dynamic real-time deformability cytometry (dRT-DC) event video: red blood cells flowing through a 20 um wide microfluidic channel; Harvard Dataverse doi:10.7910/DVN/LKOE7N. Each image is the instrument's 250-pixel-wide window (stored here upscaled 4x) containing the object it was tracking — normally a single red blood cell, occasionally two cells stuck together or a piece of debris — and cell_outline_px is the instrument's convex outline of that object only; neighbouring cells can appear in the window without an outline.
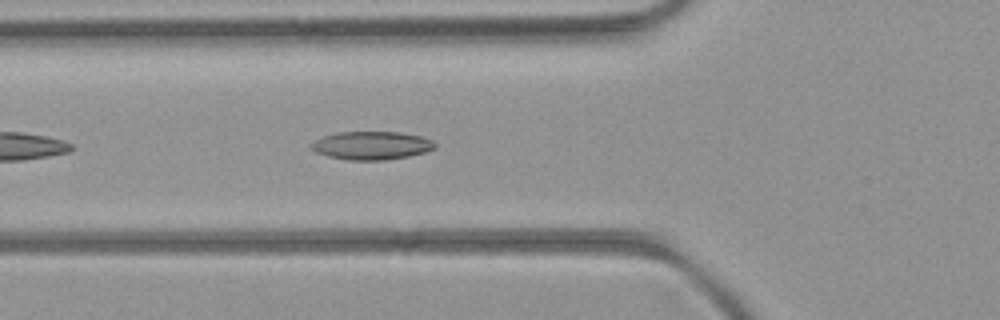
{"species": "common noctule bat (a hibernating species)", "species_latin": "Nyctalus noctula", "temperature_condition": "room temperature", "stored_images_in_passage": 15, "camera_frame_rate_fps": 3000, "um_per_image_px": 0.085, "animal": {"sex": "female", "body_mass_g": 21.9}, "frame": {"image": 1, "passage_image": 5, "time_ms": 1.333, "image_size_px": [1000, 320], "cell_outline_px": [[436, 148], [424, 152], [408, 156], [384, 160], [348, 160], [328, 156], [316, 152], [308, 148], [308, 144], [324, 136], [336, 132], [400, 132], [420, 136], [432, 140], [436, 144]], "centroid_in_image_um": [31.55, 12.36], "position_along_channel_um": 94.3, "area_um2": 20.4}}
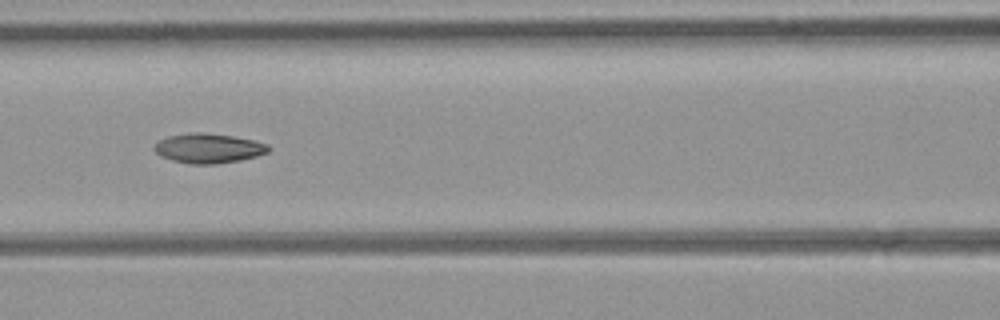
{"frame": {"image": 2, "passage_image": 9, "time_ms": 2.667, "image_size_px": [1000, 320], "cell_outline_px": [[272, 148], [268, 152], [256, 156], [240, 160], [216, 164], [188, 164], [172, 160], [160, 156], [152, 148], [160, 140], [168, 136], [196, 132], [200, 132], [232, 136], [252, 140], [268, 144]], "centroid_in_image_um": [17.72, 12.61], "position_along_channel_um": 148.9, "area_um2": 19.65}}